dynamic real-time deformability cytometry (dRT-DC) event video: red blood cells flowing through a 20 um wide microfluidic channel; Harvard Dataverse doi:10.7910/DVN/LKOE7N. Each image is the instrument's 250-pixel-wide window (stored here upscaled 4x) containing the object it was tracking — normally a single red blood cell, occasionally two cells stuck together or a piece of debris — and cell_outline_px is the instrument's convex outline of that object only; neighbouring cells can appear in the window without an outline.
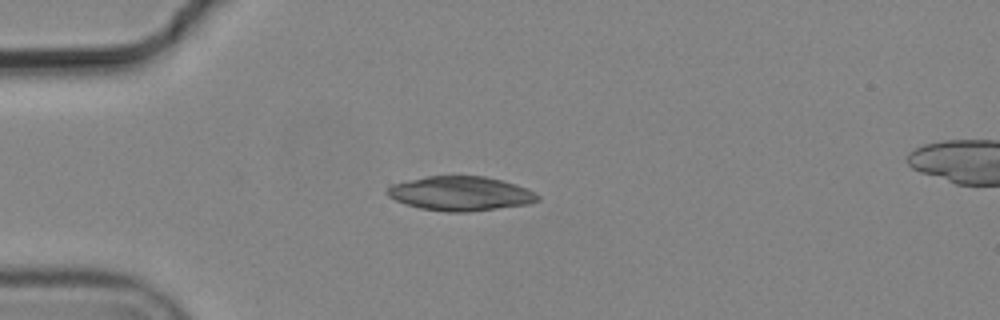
{"species": "common noctule bat (a hibernating species)", "species_latin": "Nyctalus noctula", "temperature_condition": "cold", "stored_images_in_passage": 5, "camera_frame_rate_fps": 3000, "um_per_image_px": 0.085, "animal": {"sex": "male", "body_mass_g": 19.2, "forearm_length_mm": 51.8}, "frame": {"image": 1, "passage_image": 3, "time_ms": 0.667, "image_size_px": [1000, 320], "cell_outline_px": [[540, 200], [528, 204], [468, 212], [448, 212], [420, 208], [396, 200], [388, 196], [384, 192], [392, 184], [408, 180], [428, 176], [484, 176], [516, 184], [536, 192], [540, 196]], "centroid_in_image_um": [39.16, 16.45], "position_along_channel_um": 45.8, "area_um2": 30.0}}